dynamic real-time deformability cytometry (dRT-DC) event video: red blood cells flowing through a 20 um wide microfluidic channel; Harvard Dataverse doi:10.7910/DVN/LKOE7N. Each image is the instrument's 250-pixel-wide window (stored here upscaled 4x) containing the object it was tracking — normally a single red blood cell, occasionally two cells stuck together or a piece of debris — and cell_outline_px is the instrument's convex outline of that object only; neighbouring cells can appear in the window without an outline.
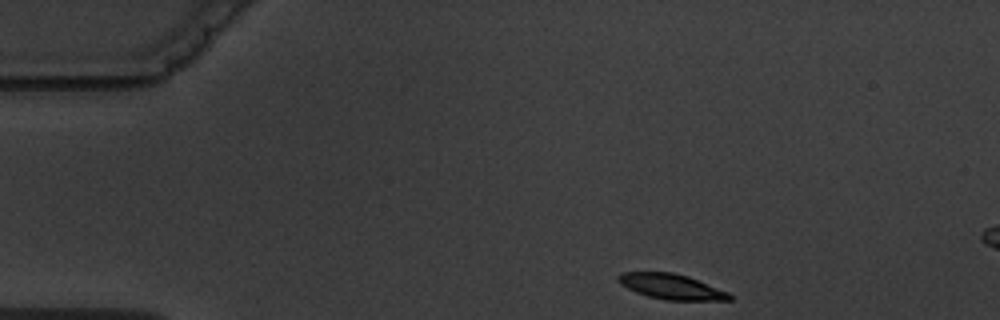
{"species": "common noctule bat (a hibernating species)", "species_latin": "Nyctalus noctula", "temperature_condition": "warm", "stored_images_in_passage": 4, "segment_of_instrument_passage": [1, 2], "camera_frame_rate_fps": 3000, "um_per_image_px": 0.085, "animal": {"sex": "male", "body_mass_g": 19.5, "forearm_length_mm": 54.6}, "frame": {"image": 1, "passage_image": 1, "time_ms": 0.0, "image_size_px": [1000, 320], "cell_outline_px": [[732, 300], [668, 300], [648, 296], [636, 292], [620, 284], [616, 280], [616, 276], [620, 272], [672, 272], [688, 276], [728, 292], [732, 296]], "centroid_in_image_um": [57.03, 24.35], "position_along_channel_um": 28.0, "area_um2": 16.36}}